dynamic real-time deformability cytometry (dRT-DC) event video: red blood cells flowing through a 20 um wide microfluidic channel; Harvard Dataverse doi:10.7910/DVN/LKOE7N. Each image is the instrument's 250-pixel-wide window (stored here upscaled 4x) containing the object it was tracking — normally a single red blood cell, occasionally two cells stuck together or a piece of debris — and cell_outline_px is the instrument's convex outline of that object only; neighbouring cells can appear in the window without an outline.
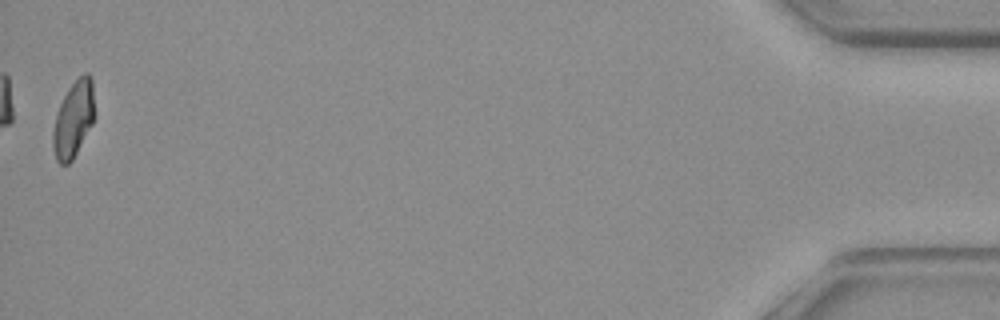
{"species": "common noctule bat (a hibernating species)", "species_latin": "Nyctalus noctula", "temperature_condition": "warm", "stored_images_in_passage": 39, "camera_frame_rate_fps": 3000, "um_per_image_px": 0.085, "animal": {"sex": "female", "body_mass_g": 19.3, "forearm_length_mm": 54.1}, "frame": {"image": 1, "passage_image": 39, "time_ms": 12.667, "image_size_px": [1000, 320], "cell_outline_px": [[96, 116], [92, 124], [72, 160], [68, 164], [60, 164], [56, 160], [52, 144], [52, 132], [56, 116], [60, 104], [68, 88], [84, 72], [88, 72], [92, 76]], "centroid_in_image_um": [6.27, 10.1], "position_along_channel_um": 428.9, "area_um2": 18.67}, "authors_computed_cell_mechanics": {"area_um2": 19.2474, "velocity_mm_per_s": 3.6749, "shape_relaxation_time_tau1_ms": null, "shape_relaxation_time_tau2_ms": 2.9911, "deformation_change_tau1": null, "deformation_change_tau2": 0.1003}}